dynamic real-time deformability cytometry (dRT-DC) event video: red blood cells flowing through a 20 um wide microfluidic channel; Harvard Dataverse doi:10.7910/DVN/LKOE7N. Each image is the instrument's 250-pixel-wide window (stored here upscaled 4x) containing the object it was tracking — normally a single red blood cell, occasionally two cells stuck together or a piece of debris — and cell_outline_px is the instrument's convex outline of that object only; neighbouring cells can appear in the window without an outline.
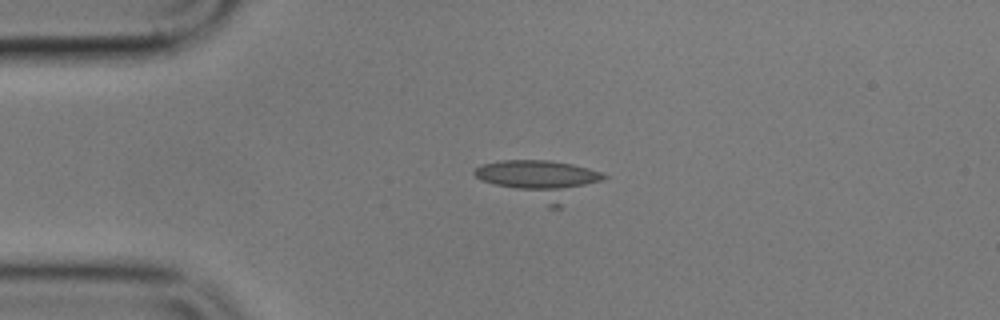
{"species": "common noctule bat (a hibernating species)", "species_latin": "Nyctalus noctula", "temperature_condition": "cold", "stored_images_in_passage": 4, "camera_frame_rate_fps": 3000, "um_per_image_px": 0.085, "animal": {"sex": "male", "body_mass_g": 17.9}, "frame": {"image": 1, "passage_image": 3, "time_ms": 3.333, "image_size_px": [1000, 320], "cell_outline_px": [[608, 176], [560, 208], [548, 208], [480, 180], [472, 172], [480, 164], [500, 160], [548, 160], [572, 164], [588, 168], [600, 172]], "centroid_in_image_um": [45.89, 15.29], "position_along_channel_um": 39.1, "area_um2": 29.42}}